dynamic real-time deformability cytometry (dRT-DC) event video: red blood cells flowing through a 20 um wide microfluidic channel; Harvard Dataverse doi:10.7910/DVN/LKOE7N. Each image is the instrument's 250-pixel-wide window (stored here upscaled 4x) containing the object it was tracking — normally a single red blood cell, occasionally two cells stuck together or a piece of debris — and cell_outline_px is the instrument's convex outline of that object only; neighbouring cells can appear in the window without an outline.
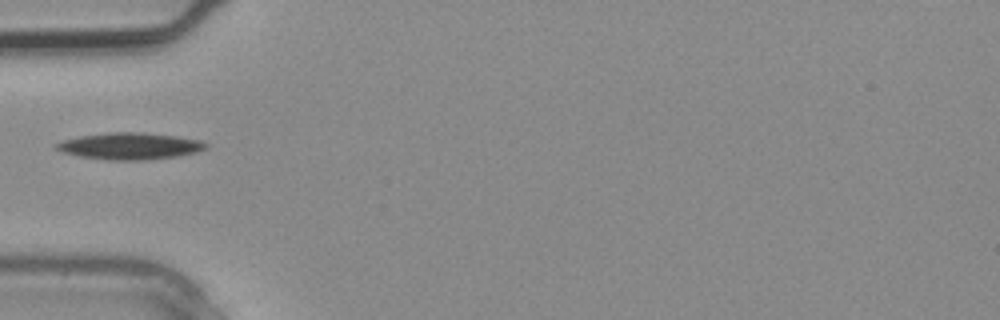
{"species": "common noctule bat (a hibernating species)", "species_latin": "Nyctalus noctula", "temperature_condition": "warm", "stored_images_in_passage": 1, "camera_frame_rate_fps": 3000, "um_per_image_px": 0.085, "animal": {"sex": "male", "body_mass_g": 20.4}, "frame": {"image": 1, "passage_image": 1, "time_ms": 0.0, "image_size_px": [1000, 320], "cell_outline_px": [[208, 148], [196, 152], [180, 156], [148, 160], [108, 160], [80, 156], [64, 152], [56, 148], [56, 144], [64, 140], [80, 136], [108, 132], [140, 132], [176, 136], [200, 140], [208, 144]], "centroid_in_image_um": [11.1, 12.42], "position_along_channel_um": 73.9, "area_um2": 23.24}}